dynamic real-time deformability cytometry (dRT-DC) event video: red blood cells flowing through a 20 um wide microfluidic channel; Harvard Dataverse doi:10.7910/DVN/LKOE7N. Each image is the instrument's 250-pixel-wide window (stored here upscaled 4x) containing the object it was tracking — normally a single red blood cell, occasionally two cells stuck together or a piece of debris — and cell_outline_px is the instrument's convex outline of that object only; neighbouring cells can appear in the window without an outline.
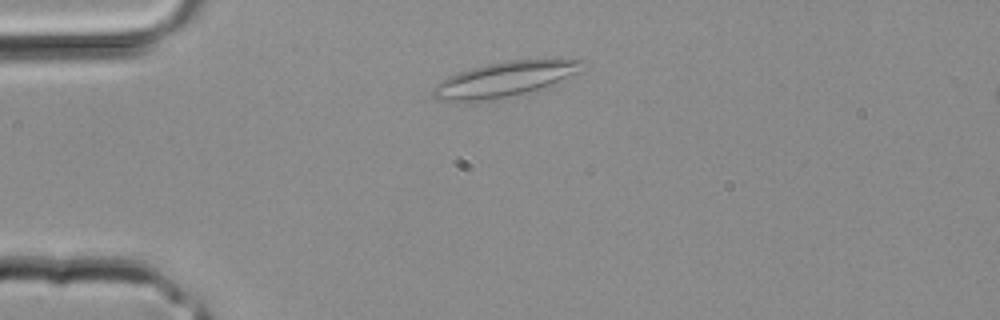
{"species": "common noctule bat (a hibernating species)", "species_latin": "Nyctalus noctula", "temperature_condition": "room temperature", "stored_images_in_passage": 1, "camera_frame_rate_fps": 3000, "um_per_image_px": 0.085, "animal": {"sex": "male", "body_mass_g": 20.4}, "frame": {"image": 1, "passage_image": 1, "time_ms": 0.0, "image_size_px": [1000, 320], "cell_outline_px": [[580, 72], [540, 88], [512, 96], [472, 104], [440, 100], [432, 96], [432, 88], [440, 80], [448, 76], [472, 68], [488, 64], [508, 60], [580, 60]], "centroid_in_image_um": [42.73, 6.79], "position_along_channel_um": 42.3, "area_um2": 30.23}}